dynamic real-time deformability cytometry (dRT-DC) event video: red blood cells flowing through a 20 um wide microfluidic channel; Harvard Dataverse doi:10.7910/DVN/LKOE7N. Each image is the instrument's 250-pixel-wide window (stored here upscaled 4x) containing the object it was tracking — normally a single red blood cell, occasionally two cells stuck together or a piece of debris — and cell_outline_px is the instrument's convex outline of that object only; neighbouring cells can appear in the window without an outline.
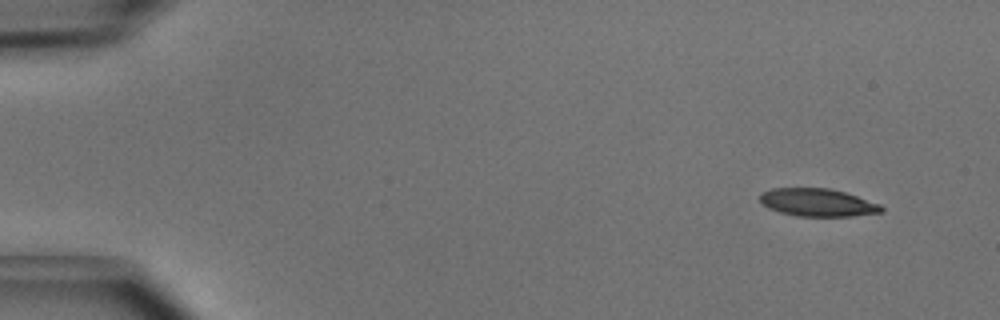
{"species": "common noctule bat (a hibernating species)", "species_latin": "Nyctalus noctula", "temperature_condition": "cold", "stored_images_in_passage": 4, "camera_frame_rate_fps": 3000, "um_per_image_px": 0.085, "animal": {"sex": "male", "body_mass_g": 15.6}, "frame": {"image": 1, "passage_image": 1, "time_ms": 0.0, "image_size_px": [1000, 320], "cell_outline_px": [[884, 212], [852, 216], [800, 216], [780, 212], [768, 208], [760, 200], [760, 192], [772, 188], [832, 188], [880, 204], [884, 208]], "centroid_in_image_um": [69.5, 17.21], "position_along_channel_um": 15.5, "area_um2": 19.65}}